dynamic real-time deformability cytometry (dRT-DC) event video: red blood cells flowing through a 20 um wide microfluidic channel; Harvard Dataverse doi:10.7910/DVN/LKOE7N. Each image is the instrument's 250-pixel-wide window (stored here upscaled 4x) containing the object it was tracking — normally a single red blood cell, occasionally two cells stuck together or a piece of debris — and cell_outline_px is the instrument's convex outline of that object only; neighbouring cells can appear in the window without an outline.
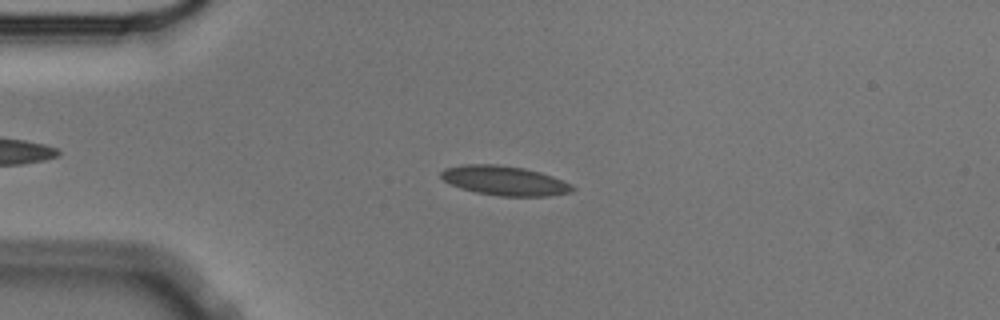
{"species": "Egyptian fruit bat (a non-hibernating species)", "species_latin": "Rousettus aegyptiacus", "temperature_condition": "cold", "stored_images_in_passage": 49, "camera_frame_rate_fps": 3000, "um_per_image_px": 0.085, "animal": {"sex": "male"}, "frame": {"image": 1, "passage_image": 6, "time_ms": 1.667, "image_size_px": [1000, 320], "cell_outline_px": [[576, 188], [572, 192], [548, 196], [500, 196], [476, 192], [460, 188], [444, 180], [440, 176], [440, 172], [444, 168], [464, 164], [496, 164], [524, 168], [540, 172], [552, 176], [572, 184]], "centroid_in_image_um": [42.9, 15.35], "position_along_channel_um": 42.1, "area_um2": 22.6}}
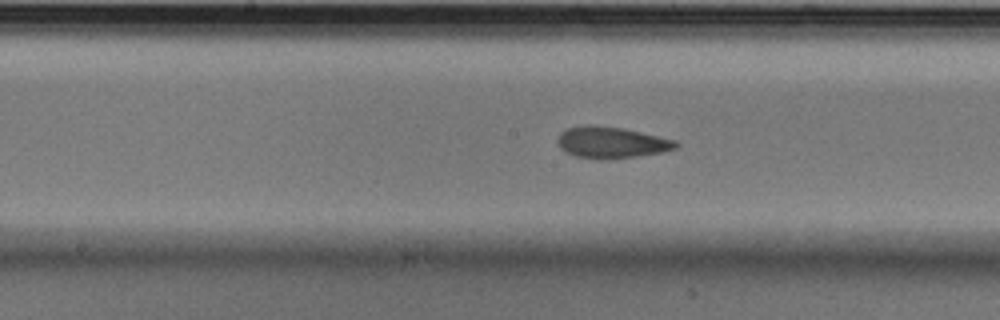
{"frame": {"image": 2, "passage_image": 21, "time_ms": 6.667, "image_size_px": [1000, 320], "cell_outline_px": [[680, 144], [676, 148], [664, 152], [608, 160], [600, 160], [576, 156], [564, 152], [560, 148], [556, 140], [560, 132], [568, 128], [588, 124], [624, 128], [676, 140]], "centroid_in_image_um": [51.96, 12.12], "position_along_channel_um": 196.2, "area_um2": 21.96}}
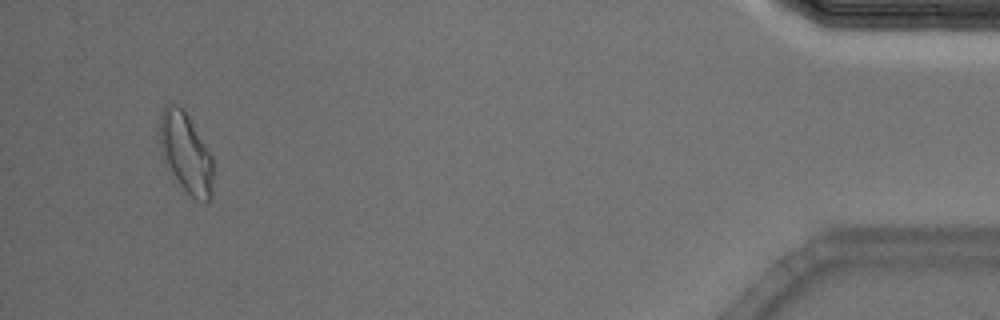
{"frame": {"image": 3, "passage_image": 46, "time_ms": 15.0, "image_size_px": [1000, 320], "cell_outline_px": [[212, 196], [208, 204], [204, 204], [196, 200], [180, 184], [164, 164], [160, 152], [160, 112], [164, 104], [176, 104], [184, 108], [212, 156]], "centroid_in_image_um": [15.78, 12.99], "position_along_channel_um": 419.4, "area_um2": 25.26}, "authors_computed_cell_mechanics": {"area_um2": 21.5594, "velocity_mm_per_s": 3.5406, "shape_relaxation_time_tau1_ms": 4.5425, "shape_relaxation_time_tau2_ms": 2.1235, "deformation_change_tau1": 0.1089, "deformation_change_tau2": 0.0901}}